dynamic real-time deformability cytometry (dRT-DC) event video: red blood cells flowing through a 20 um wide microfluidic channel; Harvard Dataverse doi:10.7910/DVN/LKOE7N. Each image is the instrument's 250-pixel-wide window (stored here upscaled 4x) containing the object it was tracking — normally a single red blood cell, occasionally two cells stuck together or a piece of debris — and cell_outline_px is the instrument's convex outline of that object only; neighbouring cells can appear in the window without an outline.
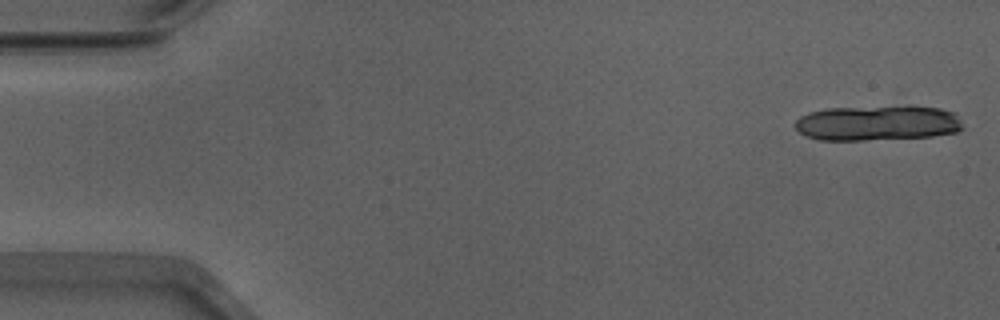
{"species": "Egyptian fruit bat (a non-hibernating species)", "species_latin": "Rousettus aegyptiacus", "temperature_condition": "warm", "stored_images_in_passage": 11, "camera_frame_rate_fps": 3000, "um_per_image_px": 0.085, "animal": {"sex": "male"}, "frame": {"image": 1, "passage_image": 2, "time_ms": 0.333, "image_size_px": [1000, 320], "cell_outline_px": [[964, 128], [956, 132], [932, 136], [864, 140], [820, 140], [808, 136], [800, 132], [796, 128], [796, 120], [800, 116], [808, 112], [828, 108], [904, 104], [912, 104], [940, 108], [956, 112]], "centroid_in_image_um": [74.65, 10.41], "position_along_channel_um": 10.4, "area_um2": 35.32}}